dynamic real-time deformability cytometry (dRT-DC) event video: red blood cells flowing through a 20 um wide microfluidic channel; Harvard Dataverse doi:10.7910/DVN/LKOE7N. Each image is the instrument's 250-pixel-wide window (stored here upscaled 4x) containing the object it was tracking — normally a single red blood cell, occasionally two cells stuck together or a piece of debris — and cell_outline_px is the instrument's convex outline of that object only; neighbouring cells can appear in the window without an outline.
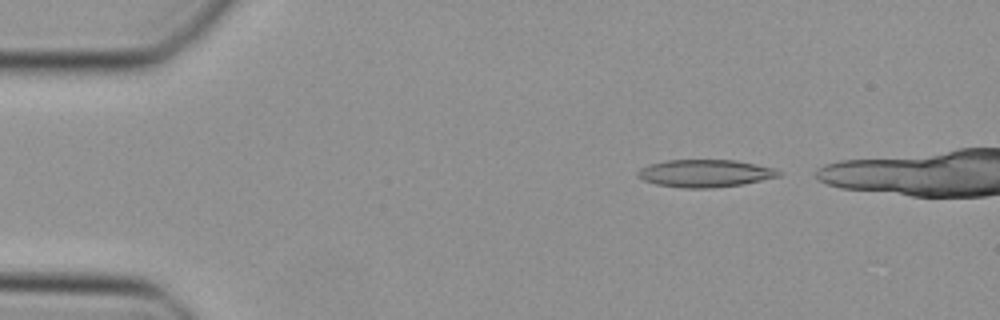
{"species": "Egyptian fruit bat (a non-hibernating species)", "species_latin": "Rousettus aegyptiacus", "temperature_condition": "cold", "stored_images_in_passage": 38, "camera_frame_rate_fps": 3000, "um_per_image_px": 0.085, "animal": {"sex": "female"}, "frame": {"image": 1, "passage_image": 3, "time_ms": 0.667, "image_size_px": [1000, 320], "cell_outline_px": [[784, 172], [780, 176], [744, 184], [712, 188], [680, 188], [656, 184], [644, 180], [636, 176], [636, 172], [640, 168], [648, 164], [668, 160], [736, 160], [756, 164], [772, 168]], "centroid_in_image_um": [59.92, 14.73], "position_along_channel_um": 25.1, "area_um2": 22.77}}
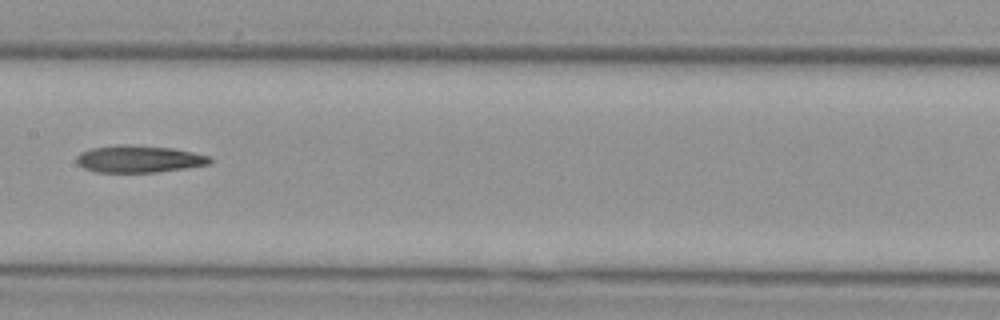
{"frame": {"image": 2, "passage_image": 20, "time_ms": 6.333, "image_size_px": [1000, 320], "cell_outline_px": [[212, 160], [208, 164], [184, 168], [156, 172], [96, 172], [84, 168], [76, 160], [76, 156], [80, 152], [92, 148], [120, 144], [124, 144], [172, 148], [192, 152], [208, 156]], "centroid_in_image_um": [11.77, 13.51], "position_along_channel_um": 195.6, "area_um2": 20.81}}
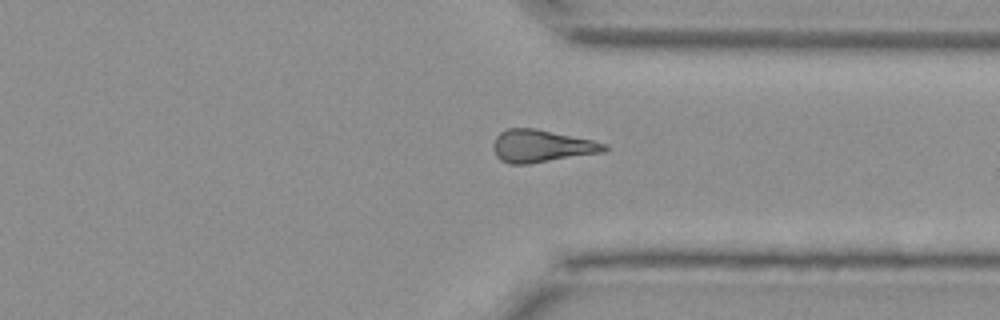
{"frame": {"image": 3, "passage_image": 32, "time_ms": 10.333, "image_size_px": [1000, 320], "cell_outline_px": [[608, 148], [604, 152], [528, 164], [508, 164], [500, 160], [496, 156], [492, 144], [496, 136], [500, 132], [508, 128], [536, 128], [592, 140], [608, 144]], "centroid_in_image_um": [46.01, 12.41], "position_along_channel_um": 365.4, "area_um2": 21.1}}